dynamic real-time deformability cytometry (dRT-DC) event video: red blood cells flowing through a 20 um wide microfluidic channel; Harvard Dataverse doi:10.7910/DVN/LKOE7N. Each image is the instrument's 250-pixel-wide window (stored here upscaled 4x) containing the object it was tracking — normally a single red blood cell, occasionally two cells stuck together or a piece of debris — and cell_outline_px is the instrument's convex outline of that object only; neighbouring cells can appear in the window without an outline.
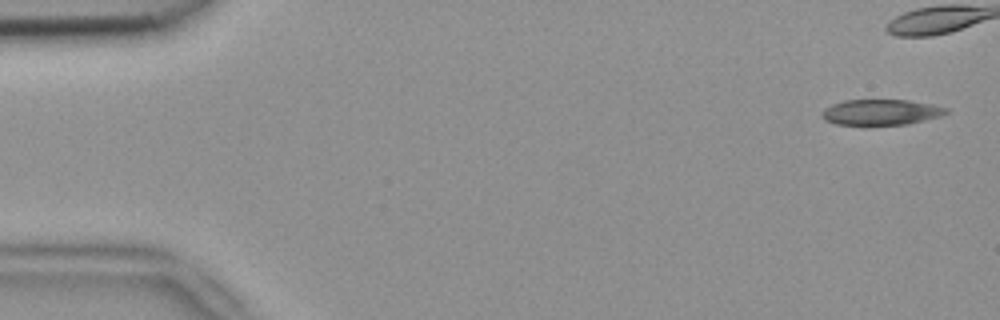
{"species": "common noctule bat (a hibernating species)", "species_latin": "Nyctalus noctula", "temperature_condition": "room temperature", "stored_images_in_passage": 5, "camera_frame_rate_fps": 3000, "um_per_image_px": 0.085, "animal": {"sex": "female", "body_mass_g": 18.4}, "frame": {"image": 1, "passage_image": 5, "time_ms": 1.333, "image_size_px": [1000, 320], "cell_outline_px": [[948, 112], [940, 116], [908, 124], [864, 128], [836, 124], [824, 120], [820, 116], [820, 112], [824, 108], [832, 104], [844, 100], [908, 100], [932, 104], [948, 108]], "centroid_in_image_um": [74.8, 9.58], "position_along_channel_um": 10.2, "area_um2": 19.54}}